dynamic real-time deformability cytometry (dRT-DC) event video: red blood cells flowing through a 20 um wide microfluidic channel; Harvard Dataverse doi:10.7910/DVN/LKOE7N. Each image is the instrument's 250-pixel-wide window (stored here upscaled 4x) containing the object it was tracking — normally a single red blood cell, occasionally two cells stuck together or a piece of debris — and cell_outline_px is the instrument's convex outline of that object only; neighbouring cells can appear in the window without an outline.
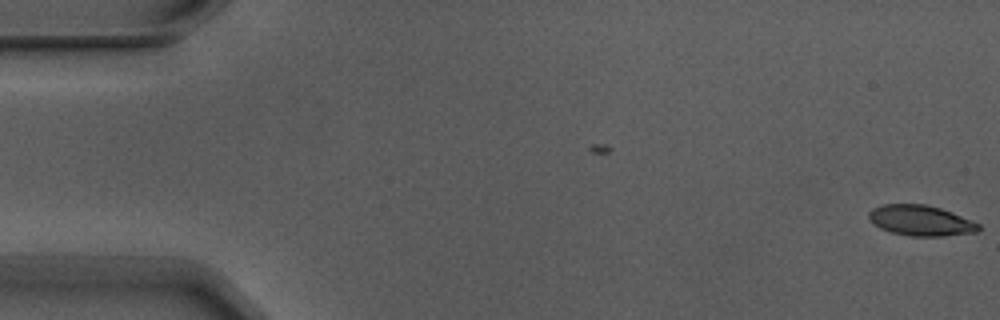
{"species": "Egyptian fruit bat (a non-hibernating species)", "species_latin": "Rousettus aegyptiacus", "temperature_condition": "warm", "stored_images_in_passage": 6, "camera_frame_rate_fps": 3000, "um_per_image_px": 0.085, "animal": {"sex": "male"}, "frame": {"image": 1, "passage_image": 1, "time_ms": 0.0, "image_size_px": [1000, 320], "cell_outline_px": [[980, 228], [976, 232], [944, 236], [912, 236], [892, 232], [880, 228], [868, 216], [868, 212], [872, 208], [880, 204], [924, 204], [940, 208], [952, 212], [972, 220], [980, 224]], "centroid_in_image_um": [78.27, 18.73], "position_along_channel_um": 6.7, "area_um2": 19.42}}